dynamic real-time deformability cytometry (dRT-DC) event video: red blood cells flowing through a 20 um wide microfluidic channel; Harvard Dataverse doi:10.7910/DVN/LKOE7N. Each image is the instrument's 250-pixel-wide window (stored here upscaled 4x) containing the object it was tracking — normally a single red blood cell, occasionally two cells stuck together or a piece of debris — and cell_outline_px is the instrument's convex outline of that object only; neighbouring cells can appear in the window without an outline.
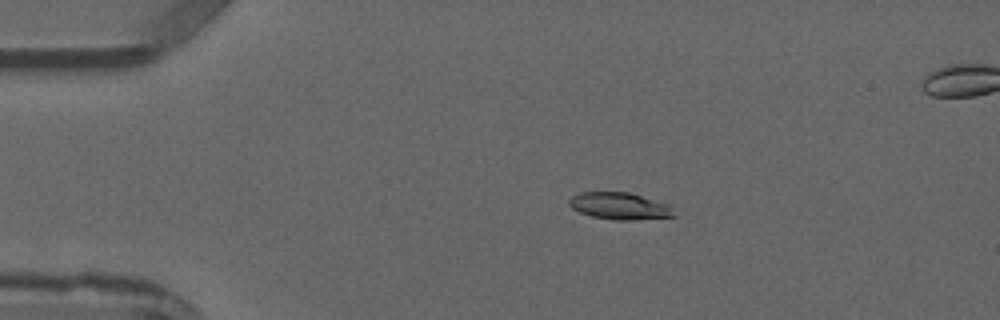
{"species": "common noctule bat (a hibernating species)", "species_latin": "Nyctalus noctula", "temperature_condition": "warm", "stored_images_in_passage": 5, "camera_frame_rate_fps": 3000, "um_per_image_px": 0.085, "animal": {"sex": "male", "forearm_length_mm": 52.5}, "frame": {"image": 1, "passage_image": 3, "time_ms": 2.333, "image_size_px": [1000, 320], "cell_outline_px": [[676, 216], [632, 220], [616, 220], [592, 216], [580, 212], [572, 208], [568, 204], [568, 200], [572, 196], [580, 192], [628, 192], [668, 204]], "centroid_in_image_um": [52.63, 17.51], "position_along_channel_um": 32.4, "area_um2": 16.3}}